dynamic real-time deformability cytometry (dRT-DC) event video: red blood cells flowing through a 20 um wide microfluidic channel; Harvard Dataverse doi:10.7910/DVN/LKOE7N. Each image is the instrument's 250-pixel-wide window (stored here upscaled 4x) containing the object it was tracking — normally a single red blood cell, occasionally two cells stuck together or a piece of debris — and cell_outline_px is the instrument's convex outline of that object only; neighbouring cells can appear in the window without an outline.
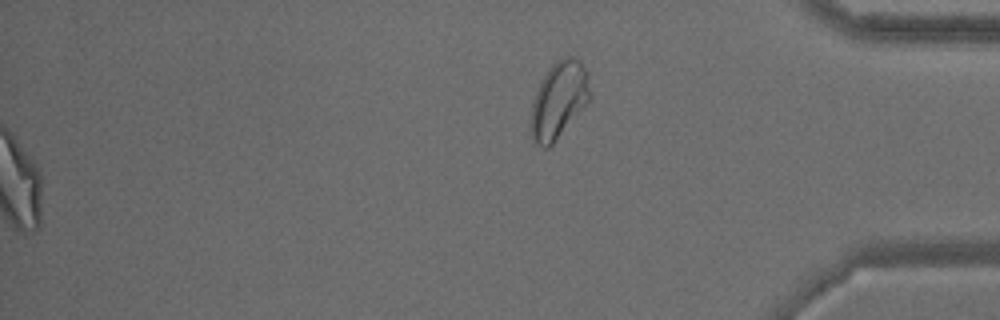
{"species": "common noctule bat (a hibernating species)", "species_latin": "Nyctalus noctula", "temperature_condition": "warm", "stored_images_in_passage": 41, "segment_of_instrument_passage": [2, 2], "camera_frame_rate_fps": 3000, "um_per_image_px": 0.085, "animal": {"sex": "male", "body_mass_g": 15.6}, "frame": {"image": 1, "passage_image": 41, "time_ms": 13.333, "image_size_px": [1000, 320], "cell_outline_px": [[592, 96], [552, 144], [548, 148], [544, 148], [536, 144], [532, 136], [532, 104], [536, 92], [544, 76], [552, 64], [560, 56], [576, 56], [580, 60], [588, 72]], "centroid_in_image_um": [47.54, 8.43], "position_along_channel_um": 387.7, "area_um2": 26.07}}